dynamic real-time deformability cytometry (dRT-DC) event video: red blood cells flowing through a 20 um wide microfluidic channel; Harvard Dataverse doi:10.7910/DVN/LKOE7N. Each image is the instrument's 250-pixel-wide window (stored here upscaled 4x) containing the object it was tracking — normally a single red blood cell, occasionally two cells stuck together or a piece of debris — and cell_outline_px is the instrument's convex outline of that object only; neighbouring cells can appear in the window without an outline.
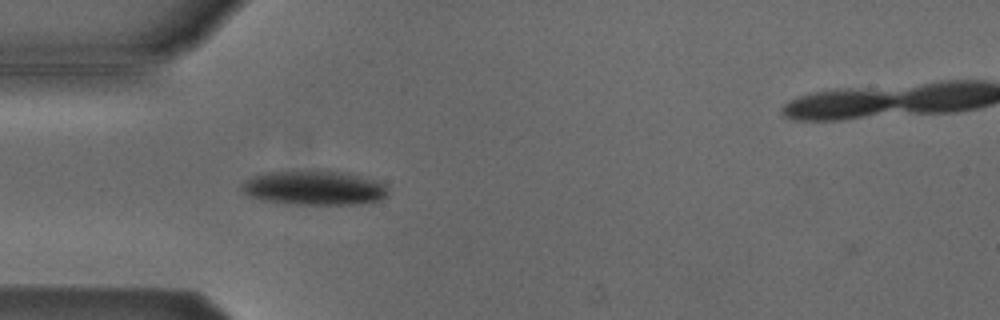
{"species": "Egyptian fruit bat (a non-hibernating species)", "species_latin": "Rousettus aegyptiacus", "temperature_condition": "cold", "stored_images_in_passage": 39, "camera_frame_rate_fps": 3000, "um_per_image_px": 0.085, "animal": {"sex": "male"}, "frame": {"image": 1, "passage_image": 2, "time_ms": 0.333, "image_size_px": [1000, 320], "cell_outline_px": [[388, 196], [380, 200], [356, 204], [276, 204], [260, 200], [248, 196], [240, 192], [240, 184], [244, 180], [252, 176], [268, 172], [316, 168], [328, 168], [348, 172], [388, 184]], "centroid_in_image_um": [26.66, 15.93], "position_along_channel_um": 58.3, "area_um2": 30.92}}
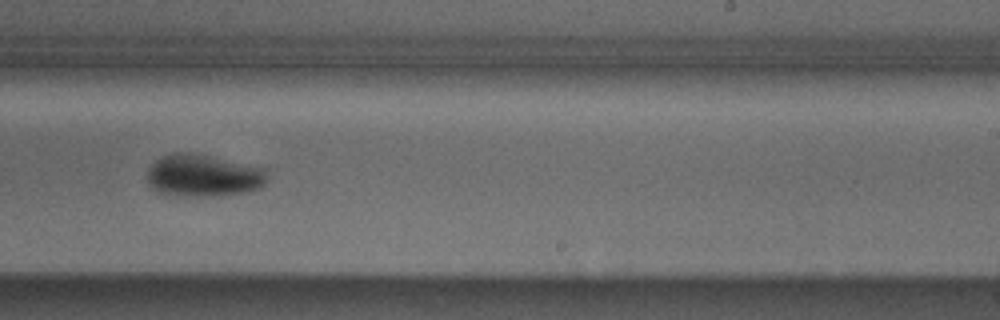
{"frame": {"image": 2, "passage_image": 19, "time_ms": 6.0, "image_size_px": [1000, 320], "cell_outline_px": [[268, 180], [260, 188], [248, 192], [212, 196], [196, 196], [160, 192], [152, 188], [148, 184], [148, 168], [160, 156], [176, 152], [192, 152], [264, 168]], "centroid_in_image_um": [17.28, 14.91], "position_along_channel_um": 271.7, "area_um2": 29.36}}
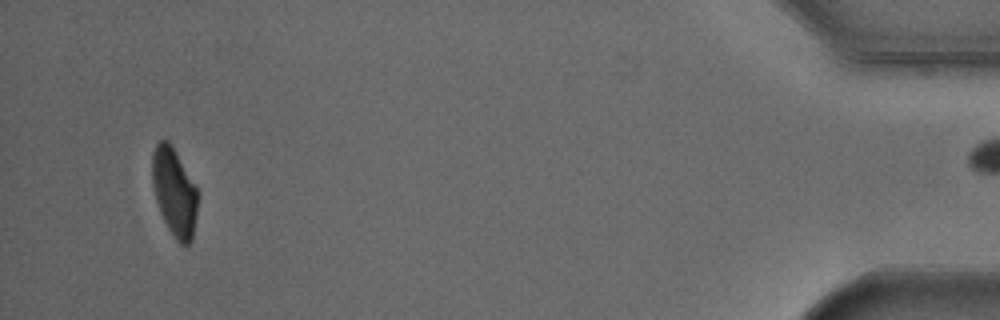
{"frame": {"image": 3, "passage_image": 37, "time_ms": 12.0, "image_size_px": [1000, 320], "cell_outline_px": [[196, 216], [192, 240], [184, 248], [176, 240], [168, 228], [160, 212], [156, 200], [152, 184], [152, 152], [156, 144], [160, 140], [168, 140], [176, 152], [196, 188]], "centroid_in_image_um": [14.79, 16.35], "position_along_channel_um": 420.4, "area_um2": 23.06}, "authors_computed_cell_mechanics": {"area_um2": 28.9578, "velocity_mm_per_s": 3.8383, "shape_relaxation_time_tau1_ms": 3.698, "shape_relaxation_time_tau2_ms": null, "deformation_change_tau1": 0.1278, "deformation_change_tau2": null}}